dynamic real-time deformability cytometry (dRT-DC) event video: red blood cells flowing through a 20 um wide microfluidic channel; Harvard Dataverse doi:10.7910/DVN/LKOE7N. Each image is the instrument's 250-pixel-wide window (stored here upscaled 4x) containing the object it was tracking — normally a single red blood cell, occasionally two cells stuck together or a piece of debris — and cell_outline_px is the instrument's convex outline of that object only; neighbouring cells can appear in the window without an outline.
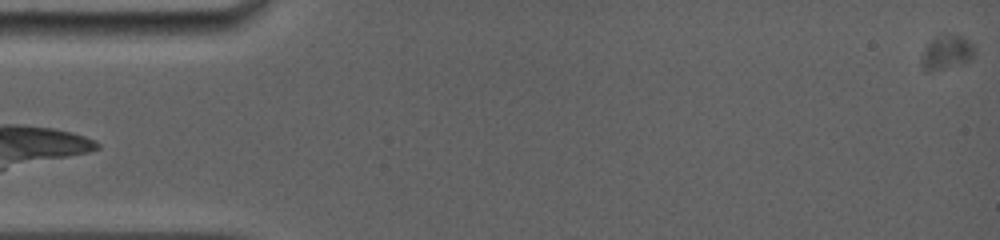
{"species": "common noctule bat (a hibernating species)", "species_latin": "Nyctalus noctula", "temperature_condition": "room temperature", "stored_images_in_passage": 46, "camera_frame_rate_fps": 5000, "um_per_image_px": 0.085, "animal": {"sex": "female", "body_mass_g": 19.0, "forearm_length_mm": 56.7}, "frame": {"image": 1, "passage_image": 1, "time_ms": 0.0, "image_size_px": [1000, 240], "cell_outline_px": [[976, 52], [968, 60], [944, 68], [928, 72], [924, 72], [920, 64], [920, 60], [924, 48], [932, 40], [940, 36], [960, 36], [972, 44], [976, 48]], "centroid_in_image_um": [80.41, 4.49], "position_along_channel_um": 4.6, "area_um2": 10.17}}
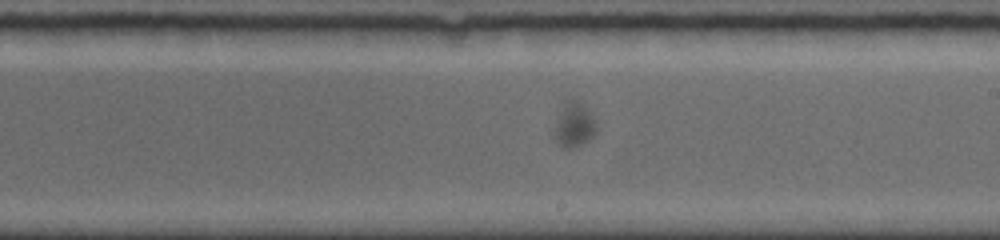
{"frame": {"image": 2, "passage_image": 27, "time_ms": 13.4, "image_size_px": [1000, 240], "cell_outline_px": [[596, 132], [592, 136], [580, 144], [568, 148], [560, 144], [556, 140], [552, 132], [564, 100], [576, 100], [596, 120]], "centroid_in_image_um": [48.76, 10.59], "position_along_channel_um": 240.2, "area_um2": 10.52}}
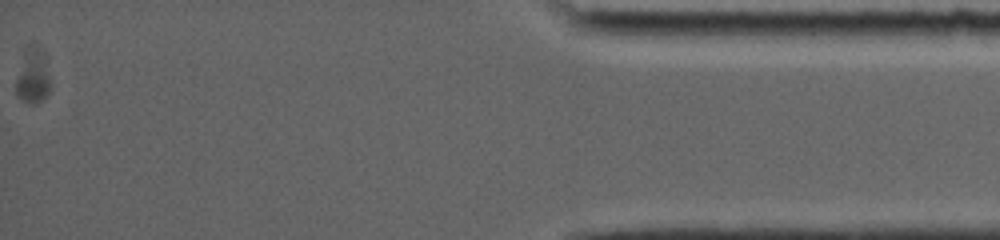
{"frame": {"image": 3, "passage_image": 46, "time_ms": 22.4, "image_size_px": [1000, 240], "cell_outline_px": [[48, 92], [40, 100], [32, 104], [28, 104], [16, 92], [16, 80], [24, 48], [28, 44], [32, 44], [44, 48], [48, 76]], "centroid_in_image_um": [2.77, 6.36], "position_along_channel_um": 432.4, "area_um2": 10.87}}